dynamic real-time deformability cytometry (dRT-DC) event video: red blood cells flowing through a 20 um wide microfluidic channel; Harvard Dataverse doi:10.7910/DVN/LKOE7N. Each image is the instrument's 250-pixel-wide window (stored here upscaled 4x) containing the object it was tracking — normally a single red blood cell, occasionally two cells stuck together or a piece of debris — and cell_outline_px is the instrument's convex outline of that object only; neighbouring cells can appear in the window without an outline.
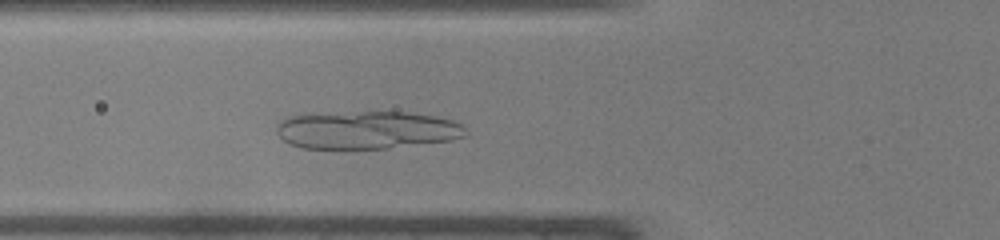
{"species": "common noctule bat (a hibernating species)", "species_latin": "Nyctalus noctula", "temperature_condition": "warm", "stored_images_in_passage": 40, "camera_frame_rate_fps": 3000, "um_per_image_px": 0.085, "animal": {"sex": "male", "body_mass_g": 19.0, "forearm_length_mm": 50.8}, "frame": {"image": 1, "passage_image": 10, "time_ms": 3.0, "image_size_px": [1000, 240], "cell_outline_px": [[468, 132], [464, 136], [452, 140], [388, 148], [304, 148], [292, 144], [284, 140], [276, 132], [276, 128], [284, 120], [292, 116], [360, 112], [408, 112], [436, 116], [452, 120], [460, 124]], "centroid_in_image_um": [31.26, 11.06], "position_along_channel_um": 94.5, "area_um2": 40.98}}
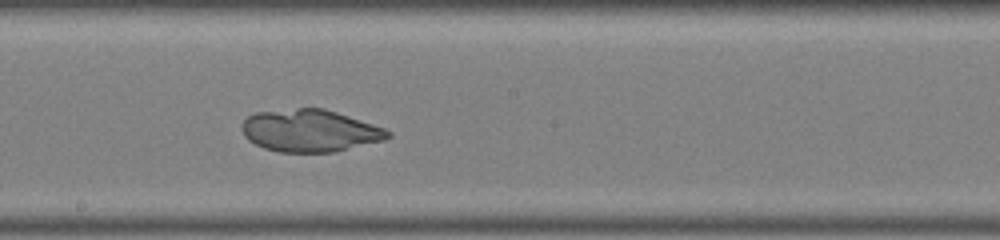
{"frame": {"image": 2, "passage_image": 19, "time_ms": 6.0, "image_size_px": [1000, 240], "cell_outline_px": [[392, 136], [384, 140], [332, 152], [280, 152], [264, 148], [248, 140], [244, 136], [244, 120], [248, 116], [256, 112], [296, 108], [324, 108], [384, 128], [392, 132]], "centroid_in_image_um": [26.35, 11.11], "position_along_channel_um": 221.8, "area_um2": 35.6}}
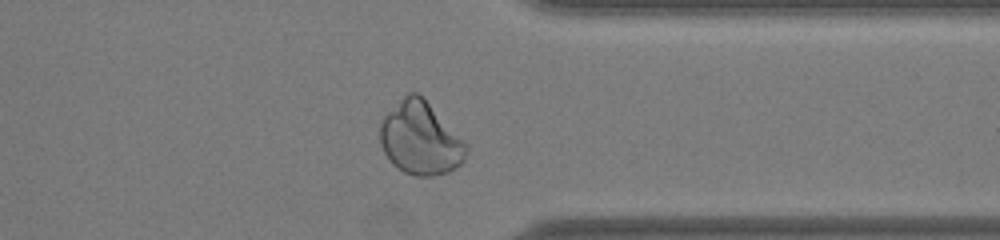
{"frame": {"image": 3, "passage_image": 30, "time_ms": 9.667, "image_size_px": [1000, 240], "cell_outline_px": [[468, 148], [464, 160], [460, 164], [448, 172], [432, 176], [416, 176], [404, 172], [392, 164], [384, 152], [380, 144], [380, 120], [408, 92], [416, 92], [468, 144]], "centroid_in_image_um": [35.72, 11.8], "position_along_channel_um": 375.7, "area_um2": 36.13}}